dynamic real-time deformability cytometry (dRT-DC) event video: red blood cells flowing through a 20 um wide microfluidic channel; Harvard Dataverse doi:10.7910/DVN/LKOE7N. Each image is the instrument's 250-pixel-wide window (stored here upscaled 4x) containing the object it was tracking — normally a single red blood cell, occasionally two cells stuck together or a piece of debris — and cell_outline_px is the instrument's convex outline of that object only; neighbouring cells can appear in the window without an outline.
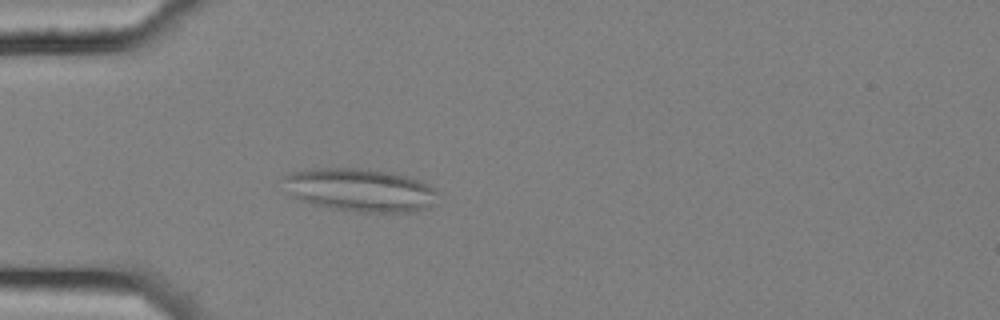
{"species": "common noctule bat (a hibernating species)", "species_latin": "Nyctalus noctula", "temperature_condition": "cold", "stored_images_in_passage": 2, "camera_frame_rate_fps": 3000, "um_per_image_px": 0.085, "animal": {"sex": "female", "body_mass_g": 25.1}, "frame": {"image": 1, "passage_image": 2, "time_ms": 0.333, "image_size_px": [1000, 320], "cell_outline_px": [[436, 204], [428, 208], [408, 212], [360, 212], [332, 208], [312, 204], [300, 200], [292, 196], [288, 192], [280, 180], [288, 172], [304, 168], [360, 168], [384, 172], [404, 176], [420, 180], [428, 184], [436, 192]], "centroid_in_image_um": [30.53, 16.15], "position_along_channel_um": 54.5, "area_um2": 38.96}}